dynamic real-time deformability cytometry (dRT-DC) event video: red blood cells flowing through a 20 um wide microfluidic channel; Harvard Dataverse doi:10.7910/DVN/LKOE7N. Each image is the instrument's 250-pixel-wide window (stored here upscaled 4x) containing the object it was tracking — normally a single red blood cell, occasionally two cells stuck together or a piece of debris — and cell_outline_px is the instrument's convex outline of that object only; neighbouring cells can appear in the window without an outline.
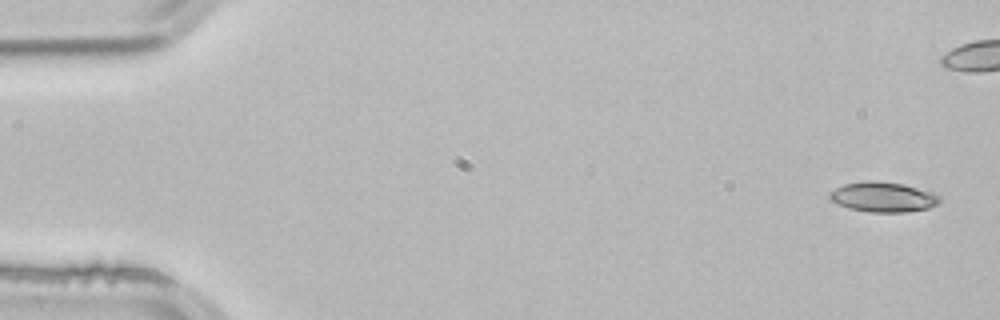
{"species": "common noctule bat (a hibernating species)", "species_latin": "Nyctalus noctula", "temperature_condition": "room temperature", "stored_images_in_passage": 4, "camera_frame_rate_fps": 3000, "um_per_image_px": 0.085, "animal": {"sex": "male", "body_mass_g": 21.5, "forearm_length_mm": 52.0}, "frame": {"image": 1, "passage_image": 1, "time_ms": 0.0, "image_size_px": [1000, 320], "cell_outline_px": [[940, 204], [928, 208], [908, 212], [868, 212], [848, 208], [836, 204], [828, 200], [828, 192], [844, 184], [868, 180], [876, 180], [904, 184], [932, 192], [940, 196]], "centroid_in_image_um": [75.03, 16.75], "position_along_channel_um": 10.0, "area_um2": 19.59}}